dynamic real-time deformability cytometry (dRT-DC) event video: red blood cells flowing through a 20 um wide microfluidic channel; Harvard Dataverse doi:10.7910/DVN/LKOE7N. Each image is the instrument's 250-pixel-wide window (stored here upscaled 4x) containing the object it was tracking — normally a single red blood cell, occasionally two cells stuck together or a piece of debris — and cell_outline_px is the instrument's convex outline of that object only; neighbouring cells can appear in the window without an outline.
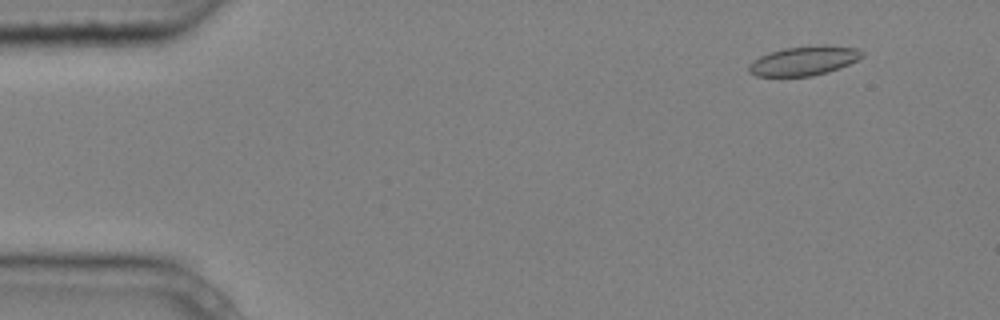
{"species": "common noctule bat (a hibernating species)", "species_latin": "Nyctalus noctula", "temperature_condition": "cold", "stored_images_in_passage": 5, "camera_frame_rate_fps": 3000, "um_per_image_px": 0.085, "animal": {"sex": "male", "body_mass_g": 20.4}, "frame": {"image": 1, "passage_image": 2, "time_ms": 0.333, "image_size_px": [1000, 320], "cell_outline_px": [[864, 56], [840, 68], [828, 72], [812, 76], [756, 76], [748, 72], [748, 64], [752, 60], [768, 52], [784, 48], [812, 44], [824, 44], [856, 48], [864, 52]], "centroid_in_image_um": [68.32, 5.15], "position_along_channel_um": 16.7, "area_um2": 19.71}}
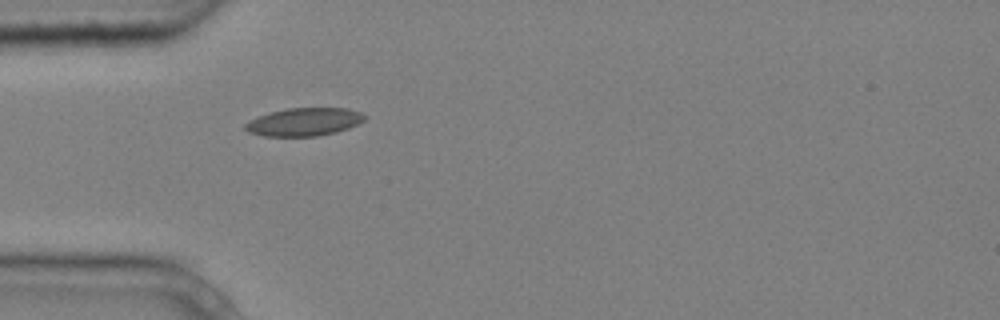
{"frame": {"image": 2, "passage_image": 5, "time_ms": 1.333, "image_size_px": [1000, 320], "cell_outline_px": [[368, 116], [364, 120], [348, 128], [336, 132], [316, 136], [264, 136], [248, 132], [244, 128], [244, 124], [260, 116], [272, 112], [288, 108], [348, 108], [360, 112]], "centroid_in_image_um": [25.88, 10.36], "position_along_channel_um": 59.1, "area_um2": 19.31}}